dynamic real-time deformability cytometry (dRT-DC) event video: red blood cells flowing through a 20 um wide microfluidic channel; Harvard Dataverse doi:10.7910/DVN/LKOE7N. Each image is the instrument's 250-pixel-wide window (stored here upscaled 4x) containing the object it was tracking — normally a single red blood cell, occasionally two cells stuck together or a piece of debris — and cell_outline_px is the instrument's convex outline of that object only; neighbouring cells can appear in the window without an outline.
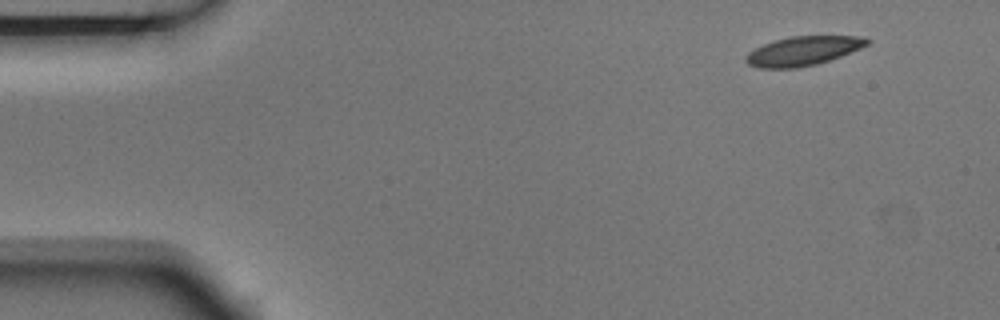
{"species": "Egyptian fruit bat (a non-hibernating species)", "species_latin": "Rousettus aegyptiacus", "temperature_condition": "room temperature", "stored_images_in_passage": 5, "camera_frame_rate_fps": 3000, "um_per_image_px": 0.085, "animal": {"sex": "male"}, "frame": {"image": 1, "passage_image": 1, "time_ms": 0.0, "image_size_px": [1000, 320], "cell_outline_px": [[872, 40], [868, 44], [860, 48], [840, 56], [816, 64], [796, 68], [756, 68], [748, 64], [744, 60], [744, 56], [748, 52], [764, 44], [776, 40], [792, 36], [856, 36]], "centroid_in_image_um": [68.21, 4.34], "position_along_channel_um": 16.8, "area_um2": 20.4}}
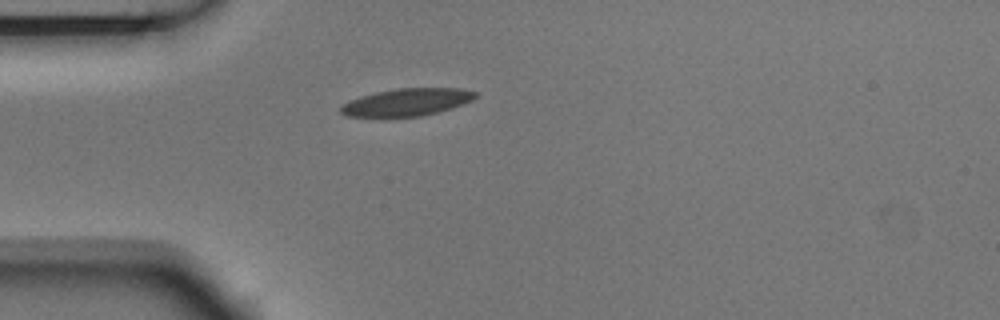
{"frame": {"image": 2, "passage_image": 4, "time_ms": 1.0, "image_size_px": [1000, 320], "cell_outline_px": [[476, 96], [472, 100], [452, 108], [420, 116], [388, 120], [348, 116], [340, 112], [340, 108], [348, 100], [360, 96], [376, 92], [396, 88], [460, 88], [476, 92]], "centroid_in_image_um": [34.49, 8.73], "position_along_channel_um": 50.5, "area_um2": 22.25}}